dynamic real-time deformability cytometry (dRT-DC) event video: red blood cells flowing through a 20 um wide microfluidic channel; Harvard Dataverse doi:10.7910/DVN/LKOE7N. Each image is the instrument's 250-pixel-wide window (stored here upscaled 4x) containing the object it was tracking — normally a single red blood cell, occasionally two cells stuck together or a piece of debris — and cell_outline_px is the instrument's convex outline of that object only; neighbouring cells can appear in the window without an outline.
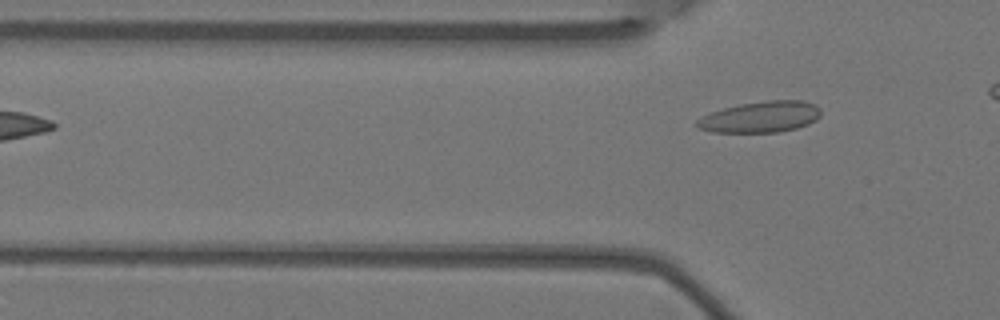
{"species": "Egyptian fruit bat (a non-hibernating species)", "species_latin": "Rousettus aegyptiacus", "temperature_condition": "warm", "stored_images_in_passage": 3, "camera_frame_rate_fps": 3000, "um_per_image_px": 0.085, "animal": {"sex": "female"}, "frame": {"image": 1, "passage_image": 3, "time_ms": 0.667, "image_size_px": [1000, 320], "cell_outline_px": [[820, 116], [816, 120], [808, 124], [796, 128], [780, 132], [712, 132], [700, 128], [692, 124], [696, 120], [712, 112], [724, 108], [740, 104], [768, 100], [804, 100], [816, 104], [820, 108]], "centroid_in_image_um": [64.67, 9.93], "position_along_channel_um": 61.1, "area_um2": 22.54}}